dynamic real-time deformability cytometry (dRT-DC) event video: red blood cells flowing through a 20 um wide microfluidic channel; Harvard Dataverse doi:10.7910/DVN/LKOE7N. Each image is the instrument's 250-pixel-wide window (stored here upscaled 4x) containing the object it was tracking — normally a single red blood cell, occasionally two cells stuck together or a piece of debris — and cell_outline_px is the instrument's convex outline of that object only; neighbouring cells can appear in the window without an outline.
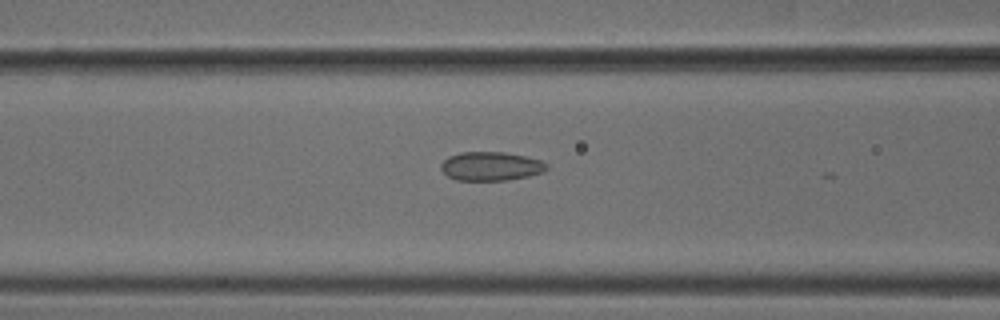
{"species": "common noctule bat (a hibernating species)", "species_latin": "Nyctalus noctula", "temperature_condition": "cold", "stored_images_in_passage": 19, "camera_frame_rate_fps": 3000, "um_per_image_px": 0.085, "animal": {"sex": "male", "body_mass_g": 18.8}, "frame": {"image": 1, "passage_image": 16, "time_ms": 5.0, "image_size_px": [1000, 320], "cell_outline_px": [[548, 168], [544, 172], [528, 176], [508, 180], [456, 180], [448, 176], [440, 168], [440, 164], [448, 156], [460, 152], [504, 152], [524, 156], [540, 160], [548, 164]], "centroid_in_image_um": [41.72, 14.13], "position_along_channel_um": 124.9, "area_um2": 17.8}}